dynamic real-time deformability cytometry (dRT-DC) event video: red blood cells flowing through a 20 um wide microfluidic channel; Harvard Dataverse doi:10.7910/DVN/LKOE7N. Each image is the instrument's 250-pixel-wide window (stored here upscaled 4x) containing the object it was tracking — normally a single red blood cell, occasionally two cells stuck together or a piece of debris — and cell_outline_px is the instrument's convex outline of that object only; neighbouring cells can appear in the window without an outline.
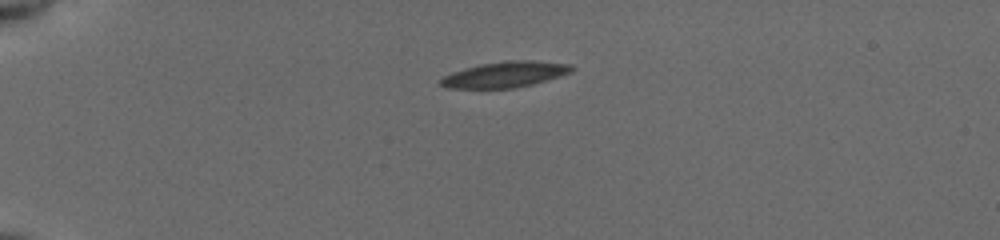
{"species": "common noctule bat (a hibernating species)", "species_latin": "Nyctalus noctula", "temperature_condition": "cold", "stored_images_in_passage": 41, "camera_frame_rate_fps": 3000, "um_per_image_px": 0.085, "animal": {"sex": "female", "body_mass_g": 19.5, "forearm_length_mm": 54.1}, "frame": {"image": 1, "passage_image": 1, "time_ms": 0.0, "image_size_px": [1000, 240], "cell_outline_px": [[576, 68], [572, 72], [532, 84], [512, 88], [448, 88], [440, 84], [440, 80], [444, 76], [452, 72], [480, 64], [508, 60], [524, 60], [568, 64]], "centroid_in_image_um": [42.92, 6.33], "position_along_channel_um": 42.1, "area_um2": 19.36}}
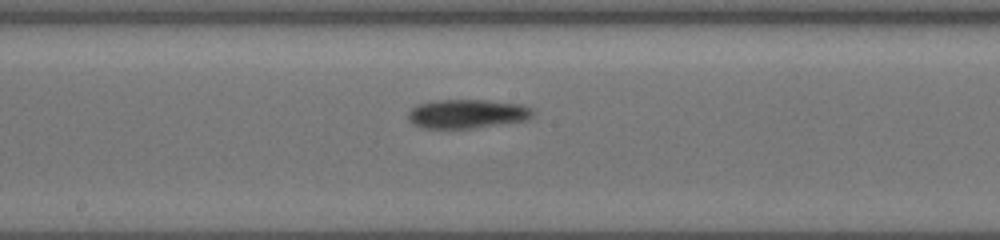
{"frame": {"image": 2, "passage_image": 18, "time_ms": 5.667, "image_size_px": [1000, 240], "cell_outline_px": [[532, 116], [524, 120], [472, 128], [424, 128], [416, 124], [408, 116], [408, 112], [416, 104], [432, 100], [488, 100], [520, 104], [528, 108], [532, 112]], "centroid_in_image_um": [39.65, 9.65], "position_along_channel_um": 208.5, "area_um2": 20.63}}
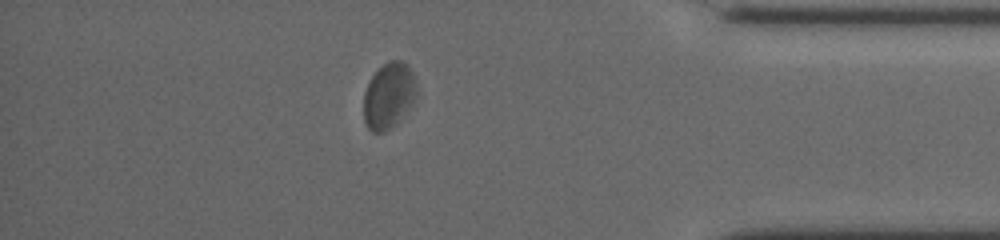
{"frame": {"image": 3, "passage_image": 35, "time_ms": 11.333, "image_size_px": [1000, 240], "cell_outline_px": [[416, 96], [396, 124], [384, 132], [372, 132], [368, 128], [364, 120], [364, 92], [372, 76], [388, 60], [400, 60], [412, 72]], "centroid_in_image_um": [33.0, 8.15], "position_along_channel_um": 402.2, "area_um2": 19.71}, "authors_computed_cell_mechanics": {"area_um2": 20.0566, "velocity_mm_per_s": 3.8384, "shape_relaxation_time_tau1_ms": 4.8937, "shape_relaxation_time_tau2_ms": 4.5103, "deformation_change_tau1": 0.0813, "deformation_change_tau2": 0.0796}}